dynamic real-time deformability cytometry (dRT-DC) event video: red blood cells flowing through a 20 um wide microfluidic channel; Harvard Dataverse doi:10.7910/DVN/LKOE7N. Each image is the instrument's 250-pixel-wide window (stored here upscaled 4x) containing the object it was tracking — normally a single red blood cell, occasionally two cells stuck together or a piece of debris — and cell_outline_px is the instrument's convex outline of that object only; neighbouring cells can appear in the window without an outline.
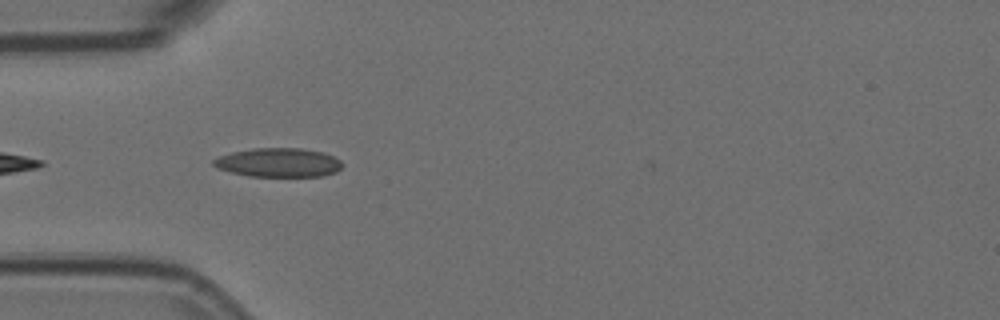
{"species": "Egyptian fruit bat (a non-hibernating species)", "species_latin": "Rousettus aegyptiacus", "temperature_condition": "room temperature", "stored_images_in_passage": 6, "camera_frame_rate_fps": 3000, "um_per_image_px": 0.085, "animal": {"sex": "female"}, "frame": {"image": 1, "passage_image": 4, "time_ms": 1.0, "image_size_px": [1000, 320], "cell_outline_px": [[344, 164], [336, 172], [324, 176], [248, 176], [216, 168], [212, 164], [212, 160], [220, 156], [232, 152], [252, 148], [300, 148], [324, 152], [340, 160]], "centroid_in_image_um": [23.68, 13.81], "position_along_channel_um": 61.3, "area_um2": 21.79}}
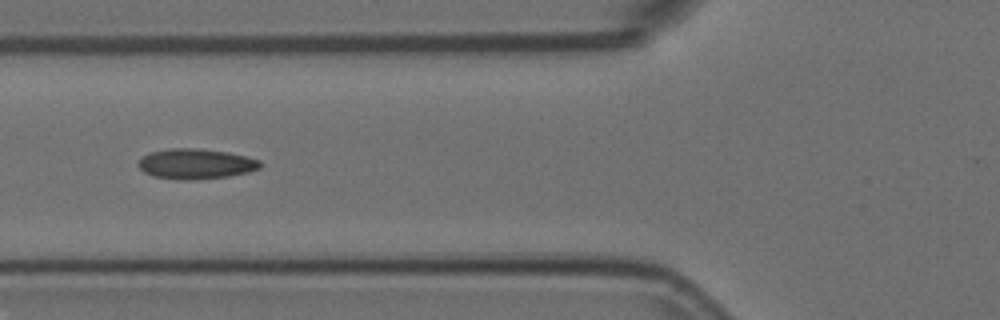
{"frame": {"image": 2, "passage_image": 5, "time_ms": 1.333, "image_size_px": [1000, 320], "cell_outline_px": [[260, 168], [248, 172], [228, 176], [196, 180], [180, 180], [152, 176], [144, 172], [136, 164], [144, 156], [152, 152], [172, 148], [196, 148], [228, 152], [260, 160]], "centroid_in_image_um": [16.63, 13.94], "position_along_channel_um": 109.2, "area_um2": 21.39}}
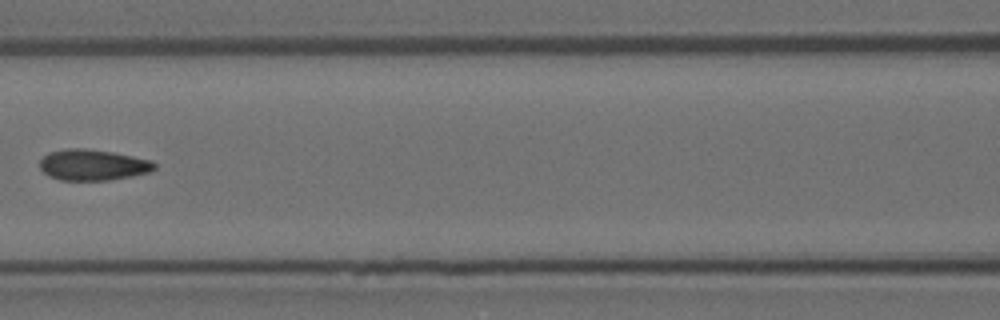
{"frame": {"image": 3, "passage_image": 6, "time_ms": 1.667, "image_size_px": [1000, 320], "cell_outline_px": [[156, 168], [152, 172], [132, 176], [108, 180], [60, 180], [48, 176], [40, 168], [40, 160], [48, 152], [68, 148], [84, 148], [112, 152], [152, 160], [156, 164]], "centroid_in_image_um": [7.9, 14.02], "position_along_channel_um": 158.7, "area_um2": 20.81}}